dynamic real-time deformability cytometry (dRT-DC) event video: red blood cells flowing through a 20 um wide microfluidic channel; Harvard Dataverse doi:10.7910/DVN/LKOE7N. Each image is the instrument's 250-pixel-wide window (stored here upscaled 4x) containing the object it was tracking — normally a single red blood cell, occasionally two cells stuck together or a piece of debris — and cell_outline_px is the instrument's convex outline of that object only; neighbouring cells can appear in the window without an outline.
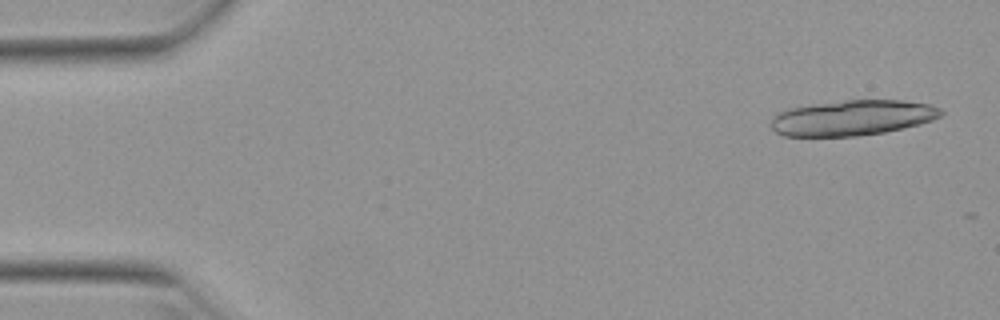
{"species": "Egyptian fruit bat (a non-hibernating species)", "species_latin": "Rousettus aegyptiacus", "temperature_condition": "warm", "stored_images_in_passage": 8, "camera_frame_rate_fps": 3000, "um_per_image_px": 0.085, "animal": {"sex": "female"}, "frame": {"image": 1, "passage_image": 1, "time_ms": 0.0, "image_size_px": [1000, 320], "cell_outline_px": [[944, 112], [940, 116], [932, 120], [920, 124], [884, 132], [856, 136], [784, 136], [776, 132], [768, 124], [772, 116], [788, 108], [812, 104], [844, 100], [904, 100], [928, 104], [940, 108]], "centroid_in_image_um": [72.42, 10.01], "position_along_channel_um": 12.6, "area_um2": 35.2}}